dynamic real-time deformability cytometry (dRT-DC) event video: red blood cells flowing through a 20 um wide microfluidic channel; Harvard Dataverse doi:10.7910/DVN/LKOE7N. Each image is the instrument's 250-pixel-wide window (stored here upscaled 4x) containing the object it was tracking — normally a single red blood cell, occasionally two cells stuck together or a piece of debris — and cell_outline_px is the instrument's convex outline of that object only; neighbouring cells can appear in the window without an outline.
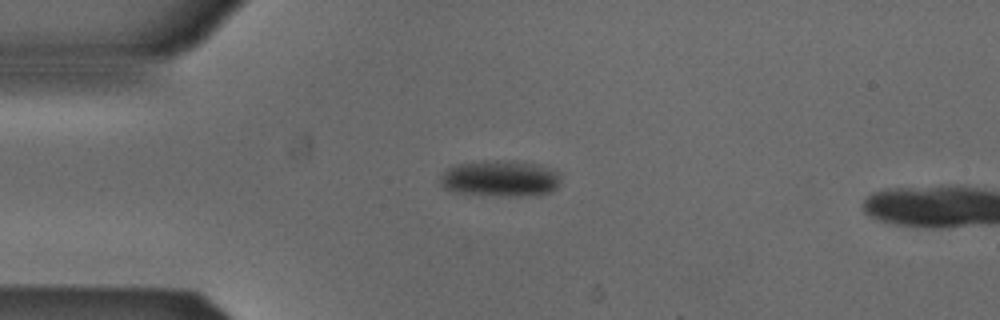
{"species": "Egyptian fruit bat (a non-hibernating species)", "species_latin": "Rousettus aegyptiacus", "temperature_condition": "cold", "stored_images_in_passage": 4, "camera_frame_rate_fps": 3000, "um_per_image_px": 0.085, "animal": {"sex": "male"}, "frame": {"image": 1, "passage_image": 3, "time_ms": 0.667, "image_size_px": [1000, 320], "cell_outline_px": [[560, 184], [556, 188], [548, 192], [520, 196], [504, 196], [452, 192], [444, 188], [440, 184], [440, 176], [448, 168], [456, 164], [484, 160], [512, 160], [540, 164], [560, 172]], "centroid_in_image_um": [42.52, 15.15], "position_along_channel_um": 42.5, "area_um2": 25.78}}